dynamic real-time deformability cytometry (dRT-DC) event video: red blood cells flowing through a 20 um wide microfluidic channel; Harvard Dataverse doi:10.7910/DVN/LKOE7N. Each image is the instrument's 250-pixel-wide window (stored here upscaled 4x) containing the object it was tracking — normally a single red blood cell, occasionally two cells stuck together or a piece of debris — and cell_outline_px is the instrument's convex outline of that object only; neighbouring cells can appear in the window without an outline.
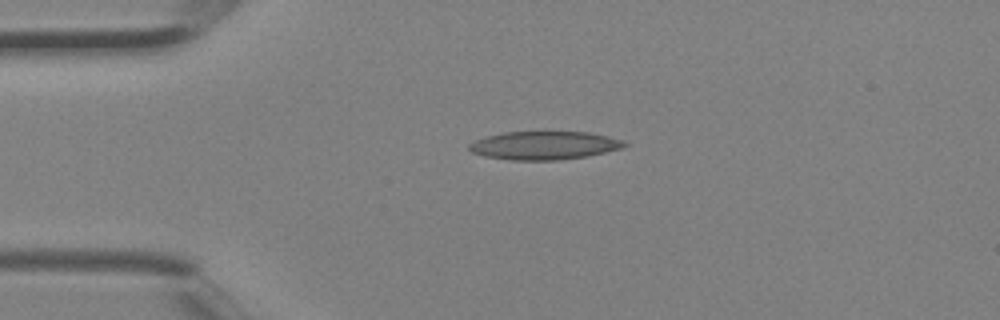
{"species": "Egyptian fruit bat (a non-hibernating species)", "species_latin": "Rousettus aegyptiacus", "temperature_condition": "room temperature", "stored_images_in_passage": 1, "camera_frame_rate_fps": 3000, "um_per_image_px": 0.085, "animal": {"sex": "female"}, "frame": {"image": 1, "passage_image": 1, "time_ms": 0.0, "image_size_px": [1000, 320], "cell_outline_px": [[628, 144], [624, 148], [588, 156], [556, 160], [512, 160], [484, 156], [472, 152], [468, 148], [468, 144], [476, 140], [488, 136], [504, 132], [588, 132], [608, 136], [624, 140]], "centroid_in_image_um": [46.3, 12.36], "position_along_channel_um": 38.7, "area_um2": 25.61}}